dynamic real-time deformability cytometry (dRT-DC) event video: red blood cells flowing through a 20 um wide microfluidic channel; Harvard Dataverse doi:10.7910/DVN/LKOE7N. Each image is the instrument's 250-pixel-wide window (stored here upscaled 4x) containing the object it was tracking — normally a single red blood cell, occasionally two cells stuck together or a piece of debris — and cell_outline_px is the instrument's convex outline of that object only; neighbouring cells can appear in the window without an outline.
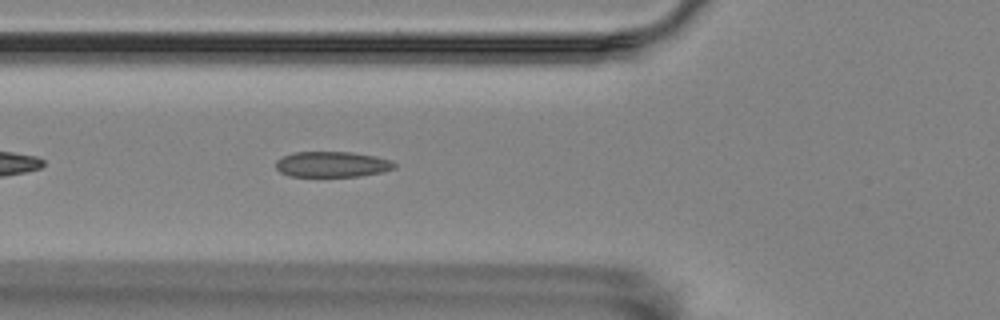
{"species": "Egyptian fruit bat (a non-hibernating species)", "species_latin": "Rousettus aegyptiacus", "temperature_condition": "room temperature", "stored_images_in_passage": 35, "camera_frame_rate_fps": 3000, "um_per_image_px": 0.085, "animal": {"sex": "female"}, "frame": {"image": 1, "passage_image": 6, "time_ms": 1.667, "image_size_px": [1000, 320], "cell_outline_px": [[396, 168], [384, 172], [360, 176], [288, 176], [280, 172], [276, 168], [276, 160], [284, 156], [296, 152], [352, 152], [376, 156], [392, 160], [396, 164]], "centroid_in_image_um": [28.27, 13.97], "position_along_channel_um": 97.5, "area_um2": 17.8}}
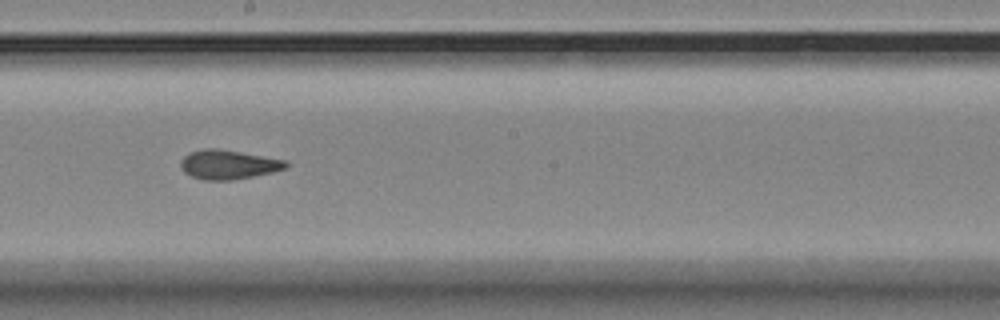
{"frame": {"image": 2, "passage_image": 17, "time_ms": 5.333, "image_size_px": [1000, 320], "cell_outline_px": [[288, 168], [272, 172], [232, 180], [204, 180], [192, 176], [184, 172], [180, 168], [180, 160], [188, 152], [204, 148], [216, 148], [240, 152], [284, 160], [288, 164]], "centroid_in_image_um": [19.35, 13.98], "position_along_channel_um": 228.8, "area_um2": 17.86}}
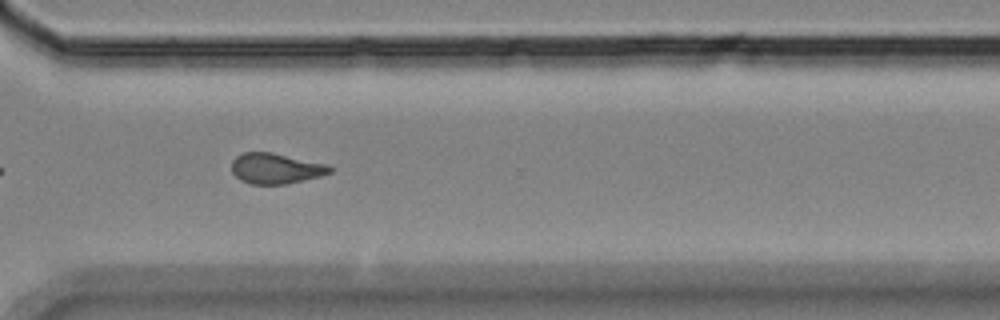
{"frame": {"image": 3, "passage_image": 27, "time_ms": 8.667, "image_size_px": [1000, 320], "cell_outline_px": [[332, 172], [320, 176], [288, 184], [252, 184], [240, 180], [232, 172], [232, 160], [236, 156], [244, 152], [272, 152], [328, 164], [332, 168]], "centroid_in_image_um": [23.45, 14.31], "position_along_channel_um": 347.2, "area_um2": 17.57}, "authors_computed_cell_mechanics": {"area_um2": 17.8024, "velocity_mm_per_s": 3.5555, "shape_relaxation_time_tau1_ms": null, "shape_relaxation_time_tau2_ms": 1.4087, "deformation_change_tau1": null, "deformation_change_tau2": 0.0714}}